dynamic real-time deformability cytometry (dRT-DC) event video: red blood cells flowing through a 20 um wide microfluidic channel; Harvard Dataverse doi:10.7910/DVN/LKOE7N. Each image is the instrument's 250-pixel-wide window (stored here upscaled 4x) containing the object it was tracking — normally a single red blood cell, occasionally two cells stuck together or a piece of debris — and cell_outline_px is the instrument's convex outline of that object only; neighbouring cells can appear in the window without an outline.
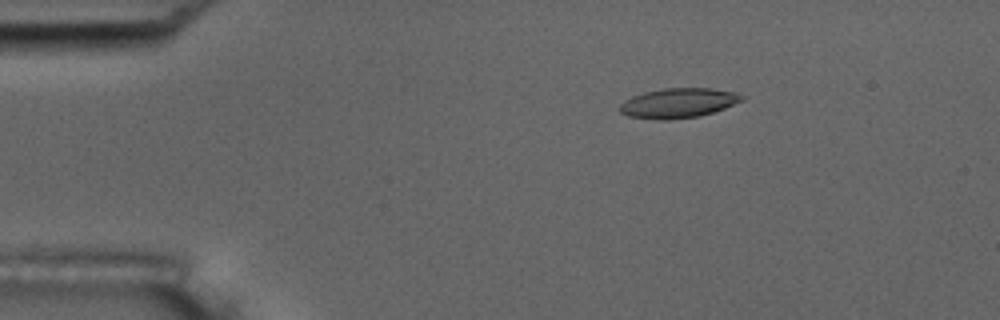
{"species": "common noctule bat (a hibernating species)", "species_latin": "Nyctalus noctula", "temperature_condition": "room temperature", "stored_images_in_passage": 5, "camera_frame_rate_fps": 3000, "um_per_image_px": 0.085, "animal": {"sex": "male", "body_mass_g": 17.5, "forearm_length_mm": 52.3}, "frame": {"image": 1, "passage_image": 3, "time_ms": 2.333, "image_size_px": [1000, 320], "cell_outline_px": [[744, 100], [724, 108], [700, 116], [668, 120], [660, 120], [628, 116], [620, 112], [616, 108], [624, 100], [632, 96], [644, 92], [664, 88], [708, 88], [736, 92], [744, 96]], "centroid_in_image_um": [57.62, 8.76], "position_along_channel_um": 27.4, "area_um2": 21.27}}